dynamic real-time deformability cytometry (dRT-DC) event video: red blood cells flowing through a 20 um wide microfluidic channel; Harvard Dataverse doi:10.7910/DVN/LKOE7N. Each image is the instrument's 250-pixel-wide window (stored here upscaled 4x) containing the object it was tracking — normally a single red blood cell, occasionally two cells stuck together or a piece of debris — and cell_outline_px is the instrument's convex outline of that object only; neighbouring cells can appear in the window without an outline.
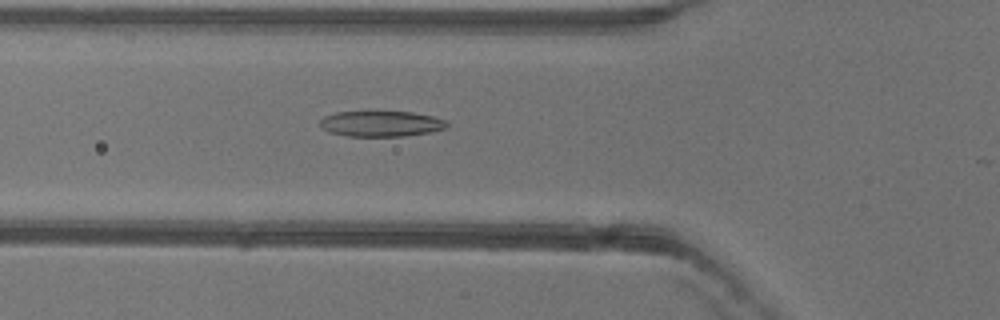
{"species": "common noctule bat (a hibernating species)", "species_latin": "Nyctalus noctula", "temperature_condition": "warm", "stored_images_in_passage": 45, "camera_frame_rate_fps": 3000, "um_per_image_px": 0.085, "animal": {"sex": "female"}, "frame": {"image": 1, "passage_image": 18, "time_ms": 5.667, "image_size_px": [1000, 320], "cell_outline_px": [[448, 128], [428, 132], [404, 136], [348, 136], [328, 132], [320, 124], [320, 120], [324, 116], [336, 112], [412, 112], [432, 116], [444, 120], [448, 124]], "centroid_in_image_um": [32.39, 10.52], "position_along_channel_um": 93.4, "area_um2": 18.79}}
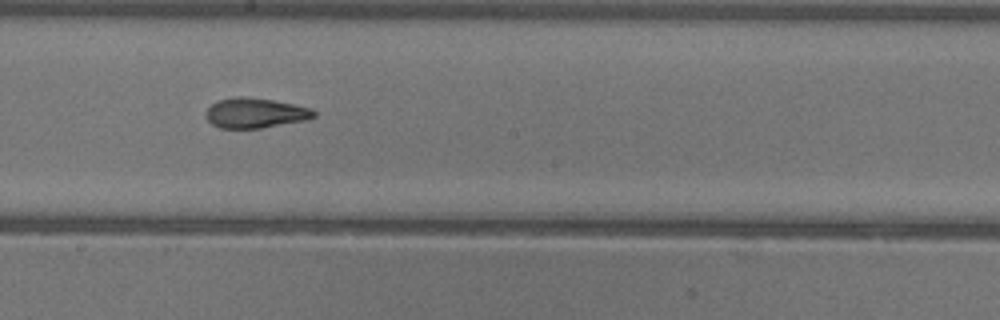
{"frame": {"image": 2, "passage_image": 28, "time_ms": 9.0, "image_size_px": [1000, 320], "cell_outline_px": [[316, 116], [308, 120], [260, 128], [220, 128], [212, 124], [208, 120], [204, 112], [212, 104], [220, 100], [236, 96], [244, 96], [272, 100], [312, 108], [316, 112]], "centroid_in_image_um": [21.71, 9.61], "position_along_channel_um": 226.5, "area_um2": 18.9}}
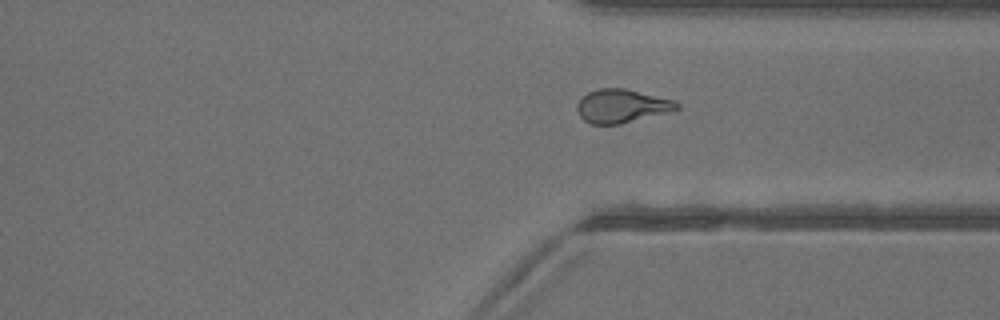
{"frame": {"image": 3, "passage_image": 38, "time_ms": 12.333, "image_size_px": [1000, 320], "cell_outline_px": [[680, 108], [668, 112], [620, 124], [592, 124], [584, 120], [580, 116], [576, 108], [576, 104], [588, 92], [600, 88], [624, 88], [672, 100], [680, 104]], "centroid_in_image_um": [52.82, 9.01], "position_along_channel_um": 358.6, "area_um2": 19.19}, "authors_computed_cell_mechanics": {"area_um2": 19.4786, "velocity_mm_per_s": 3.972, "shape_relaxation_time_tau1_ms": 5.3031, "shape_relaxation_time_tau2_ms": 1.7553, "deformation_change_tau1": 0.185, "deformation_change_tau2": 0.0981}}